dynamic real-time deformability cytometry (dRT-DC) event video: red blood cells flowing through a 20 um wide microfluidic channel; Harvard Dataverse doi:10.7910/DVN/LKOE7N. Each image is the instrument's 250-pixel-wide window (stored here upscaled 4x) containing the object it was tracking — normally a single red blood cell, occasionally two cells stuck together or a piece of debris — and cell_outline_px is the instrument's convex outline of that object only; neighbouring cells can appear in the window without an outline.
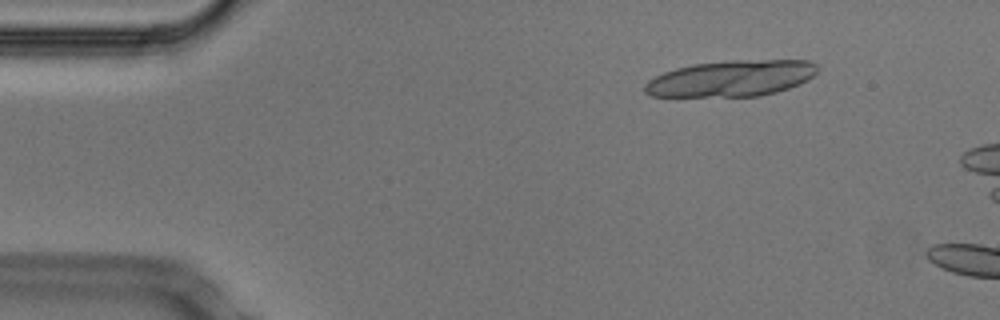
{"species": "Egyptian fruit bat (a non-hibernating species)", "species_latin": "Rousettus aegyptiacus", "temperature_condition": "cold", "stored_images_in_passage": 10, "camera_frame_rate_fps": 3000, "um_per_image_px": 0.085, "animal": {"sex": "male"}, "frame": {"image": 1, "passage_image": 7, "time_ms": 2.0, "image_size_px": [1000, 320], "cell_outline_px": [[820, 68], [808, 80], [800, 84], [776, 92], [760, 96], [652, 96], [644, 92], [644, 84], [648, 80], [664, 72], [676, 68], [692, 64], [732, 60], [808, 60], [816, 64]], "centroid_in_image_um": [62.17, 6.66], "position_along_channel_um": 22.8, "area_um2": 36.41}}